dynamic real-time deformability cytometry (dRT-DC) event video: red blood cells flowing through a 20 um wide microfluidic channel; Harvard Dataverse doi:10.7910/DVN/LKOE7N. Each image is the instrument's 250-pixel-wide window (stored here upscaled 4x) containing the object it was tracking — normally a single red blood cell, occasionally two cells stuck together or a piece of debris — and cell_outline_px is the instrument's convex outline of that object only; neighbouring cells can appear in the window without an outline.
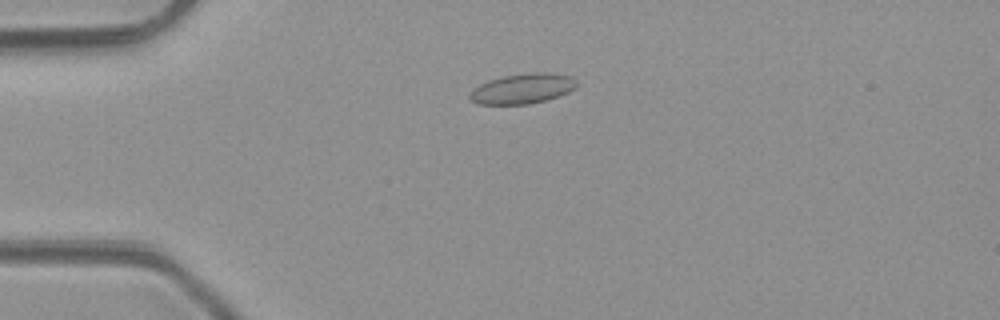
{"species": "common noctule bat (a hibernating species)", "species_latin": "Nyctalus noctula", "temperature_condition": "room temperature", "stored_images_in_passage": 3, "camera_frame_rate_fps": 3000, "um_per_image_px": 0.085, "animal": {"sex": "male", "body_mass_g": 23.1, "forearm_length_mm": 52.7}, "frame": {"image": 1, "passage_image": 1, "time_ms": 0.0, "image_size_px": [1000, 320], "cell_outline_px": [[576, 88], [568, 92], [544, 100], [528, 104], [476, 104], [468, 96], [472, 88], [488, 80], [500, 76], [528, 72], [552, 72], [572, 76], [576, 80]], "centroid_in_image_um": [44.39, 7.51], "position_along_channel_um": 40.6, "area_um2": 18.96}}
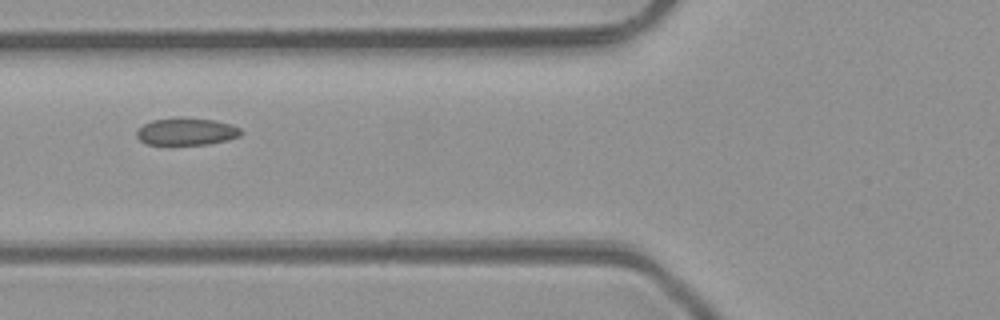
{"frame": {"image": 2, "passage_image": 3, "time_ms": 2.333, "image_size_px": [1000, 320], "cell_outline_px": [[244, 132], [240, 136], [228, 140], [208, 144], [148, 144], [140, 140], [136, 136], [136, 132], [144, 124], [152, 120], [180, 116], [184, 116], [216, 120], [232, 124], [240, 128]], "centroid_in_image_um": [15.9, 11.15], "position_along_channel_um": 109.9, "area_um2": 16.88}}